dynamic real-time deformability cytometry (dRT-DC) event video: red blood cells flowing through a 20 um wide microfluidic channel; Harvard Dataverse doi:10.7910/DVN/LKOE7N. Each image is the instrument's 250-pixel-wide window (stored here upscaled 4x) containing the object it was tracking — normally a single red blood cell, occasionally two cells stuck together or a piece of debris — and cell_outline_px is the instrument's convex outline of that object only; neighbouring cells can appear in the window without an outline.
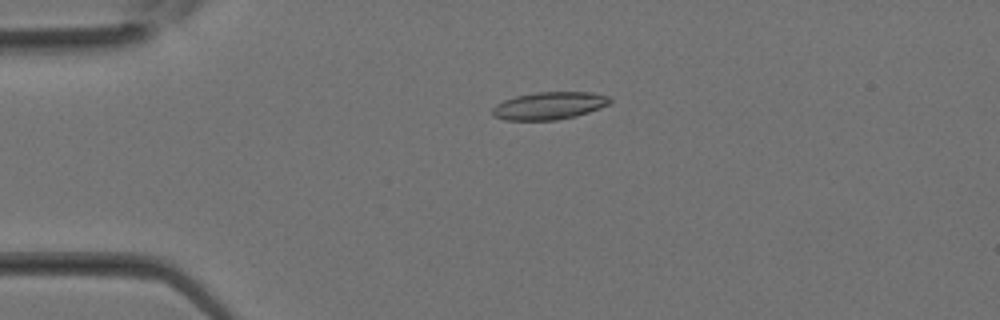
{"species": "Egyptian fruit bat (a non-hibernating species)", "species_latin": "Rousettus aegyptiacus", "temperature_condition": "room temperature", "stored_images_in_passage": 28, "camera_frame_rate_fps": 3000, "um_per_image_px": 0.085, "animal": {"sex": "female"}, "frame": {"image": 1, "passage_image": 2, "time_ms": 0.333, "image_size_px": [1000, 320], "cell_outline_px": [[612, 100], [608, 104], [600, 108], [576, 116], [556, 120], [504, 120], [492, 116], [492, 108], [496, 104], [504, 100], [516, 96], [536, 92], [592, 92], [608, 96]], "centroid_in_image_um": [46.66, 8.99], "position_along_channel_um": 38.3, "area_um2": 18.9}}
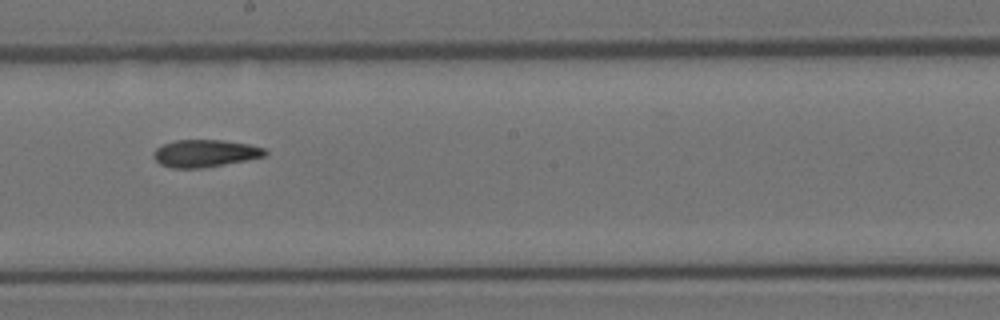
{"frame": {"image": 2, "passage_image": 13, "time_ms": 4.0, "image_size_px": [1000, 320], "cell_outline_px": [[268, 152], [264, 156], [204, 168], [172, 168], [160, 164], [152, 156], [152, 152], [156, 148], [164, 144], [176, 140], [224, 140], [248, 144], [264, 148]], "centroid_in_image_um": [17.39, 13.03], "position_along_channel_um": 230.8, "area_um2": 17.69}}
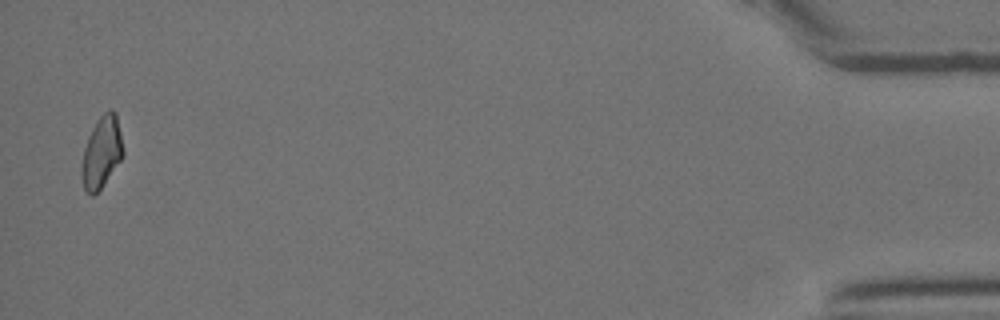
{"frame": {"image": 3, "passage_image": 27, "time_ms": 8.667, "image_size_px": [1000, 320], "cell_outline_px": [[124, 152], [120, 160], [100, 188], [92, 196], [84, 188], [80, 172], [80, 168], [84, 148], [88, 136], [96, 120], [104, 112], [112, 108], [116, 112]], "centroid_in_image_um": [8.62, 12.9], "position_along_channel_um": 426.6, "area_um2": 17.11}}